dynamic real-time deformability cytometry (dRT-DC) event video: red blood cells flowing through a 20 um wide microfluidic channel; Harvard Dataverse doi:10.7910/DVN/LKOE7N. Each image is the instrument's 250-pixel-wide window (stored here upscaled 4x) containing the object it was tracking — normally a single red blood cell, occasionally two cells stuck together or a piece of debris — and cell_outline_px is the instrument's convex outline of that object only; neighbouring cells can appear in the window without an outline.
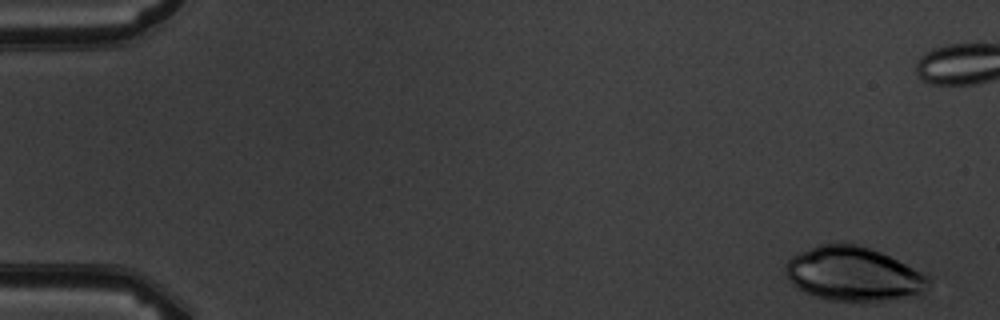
{"species": "common noctule bat (a hibernating species)", "species_latin": "Nyctalus noctula", "temperature_condition": "warm", "stored_images_in_passage": 6, "camera_frame_rate_fps": 3000, "um_per_image_px": 0.085, "animal": {"sex": "male", "body_mass_g": 19.5, "forearm_length_mm": 54.6}, "frame": {"image": 1, "passage_image": 1, "time_ms": 0.0, "image_size_px": [1000, 320], "cell_outline_px": [[932, 276], [924, 292], [920, 296], [872, 304], [852, 304], [812, 296], [804, 292], [792, 284], [788, 280], [784, 272], [784, 264], [792, 256], [800, 252], [820, 244], [832, 240], [856, 244], [880, 252]], "centroid_in_image_um": [72.57, 23.34], "position_along_channel_um": 12.4, "area_um2": 46.99}}